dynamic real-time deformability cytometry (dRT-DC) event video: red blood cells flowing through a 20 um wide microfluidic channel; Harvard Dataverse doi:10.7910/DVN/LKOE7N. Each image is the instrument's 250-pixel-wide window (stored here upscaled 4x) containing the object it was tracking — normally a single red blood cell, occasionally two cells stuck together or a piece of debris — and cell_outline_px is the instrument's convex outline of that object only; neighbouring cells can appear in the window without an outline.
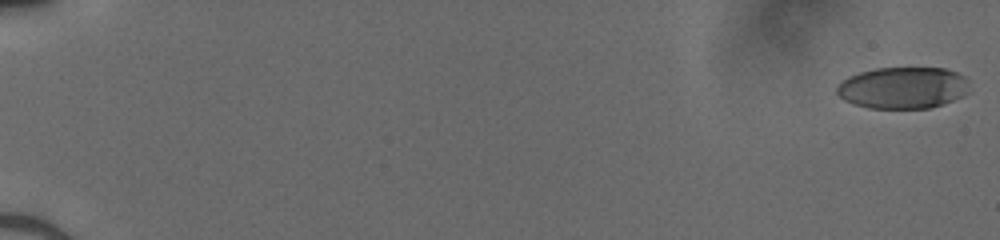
{"species": "human", "species_latin": "Homo sapiens", "temperature_condition": "cold", "stored_images_in_passage": 52, "camera_frame_rate_fps": 3000, "um_per_image_px": 0.085, "donor": {"sex": "male"}, "frame": {"image": 1, "passage_image": 1, "time_ms": 0.0, "image_size_px": [1000, 240], "cell_outline_px": [[968, 92], [964, 96], [928, 108], [868, 108], [852, 104], [844, 100], [836, 92], [836, 84], [840, 80], [848, 76], [860, 72], [876, 68], [944, 68], [956, 72], [964, 76], [968, 80]], "centroid_in_image_um": [76.71, 7.45], "position_along_channel_um": 8.3, "area_um2": 32.37}}
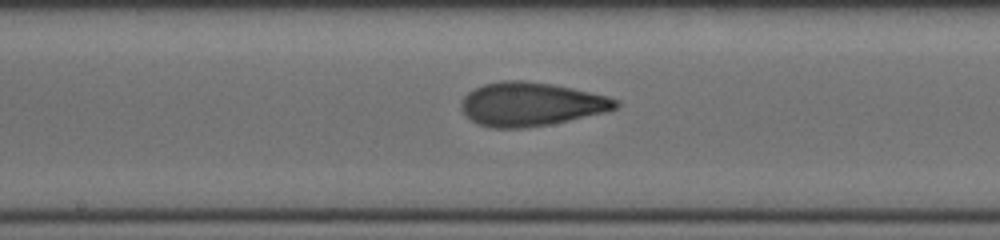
{"frame": {"image": 2, "passage_image": 30, "time_ms": 9.667, "image_size_px": [1000, 240], "cell_outline_px": [[620, 104], [616, 108], [604, 112], [568, 120], [548, 124], [524, 128], [492, 128], [476, 124], [460, 108], [460, 100], [468, 92], [484, 84], [504, 80], [524, 80], [552, 84], [572, 88], [608, 96], [616, 100]], "centroid_in_image_um": [45.09, 8.85], "position_along_channel_um": 203.1, "area_um2": 39.13}}
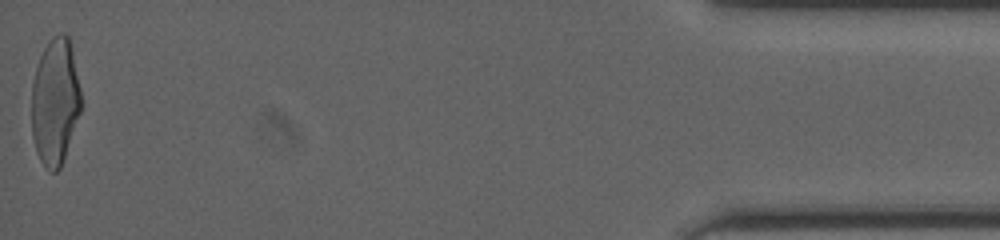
{"frame": {"image": 3, "passage_image": 52, "time_ms": 17.0, "image_size_px": [1000, 240], "cell_outline_px": [[84, 104], [60, 168], [56, 172], [48, 172], [40, 160], [36, 152], [32, 136], [32, 84], [36, 68], [40, 56], [44, 48], [52, 36], [60, 32], [64, 32], [68, 36], [72, 52]], "centroid_in_image_um": [4.7, 8.66], "position_along_channel_um": 430.5, "area_um2": 36.88}}